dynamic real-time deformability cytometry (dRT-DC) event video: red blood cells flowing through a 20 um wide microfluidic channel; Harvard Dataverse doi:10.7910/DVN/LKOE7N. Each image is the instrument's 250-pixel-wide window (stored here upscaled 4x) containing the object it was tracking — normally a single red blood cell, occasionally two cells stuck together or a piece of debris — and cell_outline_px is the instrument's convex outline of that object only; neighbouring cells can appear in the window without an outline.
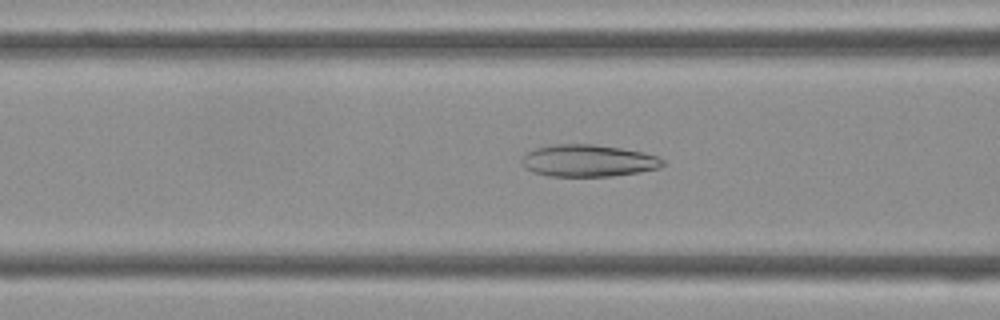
{"species": "Egyptian fruit bat (a non-hibernating species)", "species_latin": "Rousettus aegyptiacus", "temperature_condition": "cold", "stored_images_in_passage": 32, "camera_frame_rate_fps": 3000, "um_per_image_px": 0.085, "frame": {"image": 1, "passage_image": 5, "time_ms": 1.333, "image_size_px": [1000, 320], "cell_outline_px": [[664, 164], [660, 168], [640, 172], [612, 176], [548, 176], [532, 172], [524, 168], [520, 160], [528, 152], [536, 148], [552, 144], [592, 144], [620, 148], [644, 152], [656, 156], [664, 160]], "centroid_in_image_um": [49.99, 13.66], "position_along_channel_um": 116.6, "area_um2": 26.41}}
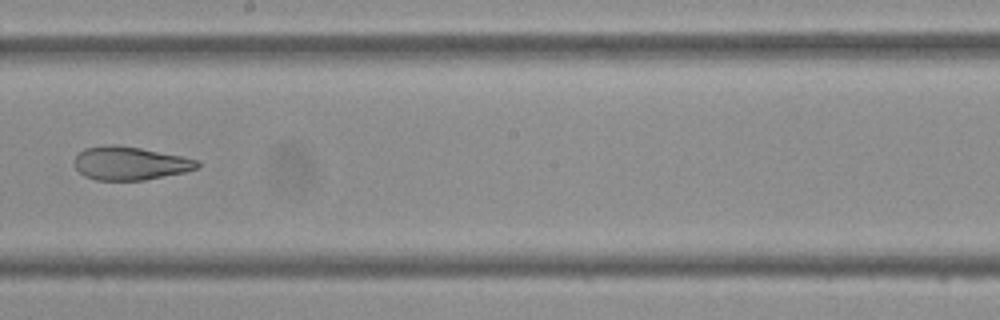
{"frame": {"image": 2, "passage_image": 13, "time_ms": 4.0, "image_size_px": [1000, 320], "cell_outline_px": [[200, 164], [196, 168], [184, 172], [144, 180], [96, 180], [84, 176], [72, 164], [76, 156], [84, 148], [108, 144], [116, 144], [140, 148], [184, 156], [200, 160]], "centroid_in_image_um": [11.04, 13.87], "position_along_channel_um": 237.2, "area_um2": 24.04}}
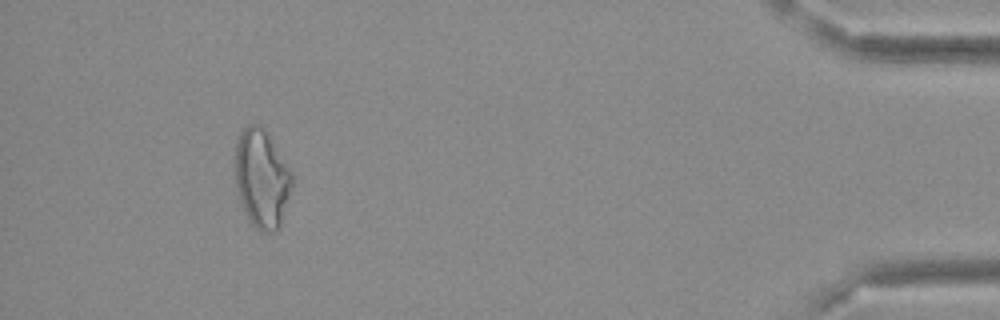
{"frame": {"image": 3, "passage_image": 29, "time_ms": 9.333, "image_size_px": [1000, 320], "cell_outline_px": [[292, 188], [280, 224], [276, 232], [260, 232], [252, 224], [240, 200], [236, 184], [236, 136], [248, 124], [260, 124], [292, 172]], "centroid_in_image_um": [22.25, 15.18], "position_along_channel_um": 413.0, "area_um2": 32.14}}